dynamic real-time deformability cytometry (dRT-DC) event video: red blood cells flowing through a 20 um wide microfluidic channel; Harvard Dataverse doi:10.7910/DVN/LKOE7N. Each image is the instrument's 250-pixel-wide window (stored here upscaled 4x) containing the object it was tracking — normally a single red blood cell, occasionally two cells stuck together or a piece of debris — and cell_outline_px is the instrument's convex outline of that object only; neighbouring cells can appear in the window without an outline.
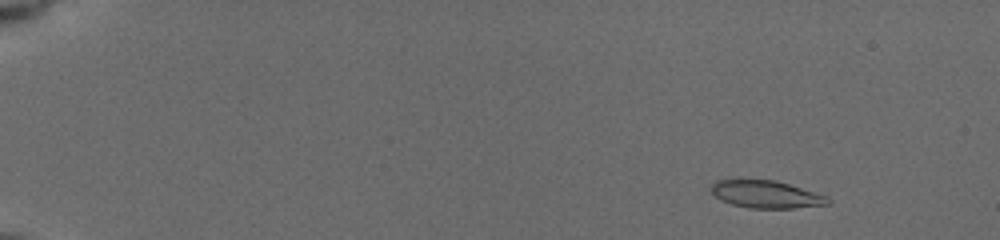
{"species": "common noctule bat (a hibernating species)", "species_latin": "Nyctalus noctula", "temperature_condition": "cold", "stored_images_in_passage": 16, "camera_frame_rate_fps": 3000, "um_per_image_px": 0.085, "animal": {"sex": "female", "body_mass_g": 19.5, "forearm_length_mm": 54.1}, "frame": {"image": 1, "passage_image": 3, "time_ms": 1.333, "image_size_px": [1000, 240], "cell_outline_px": [[832, 200], [828, 204], [792, 208], [752, 208], [732, 204], [720, 200], [712, 192], [712, 184], [716, 180], [772, 180], [788, 184], [828, 196]], "centroid_in_image_um": [65.14, 16.52], "position_along_channel_um": 19.9, "area_um2": 18.38}}
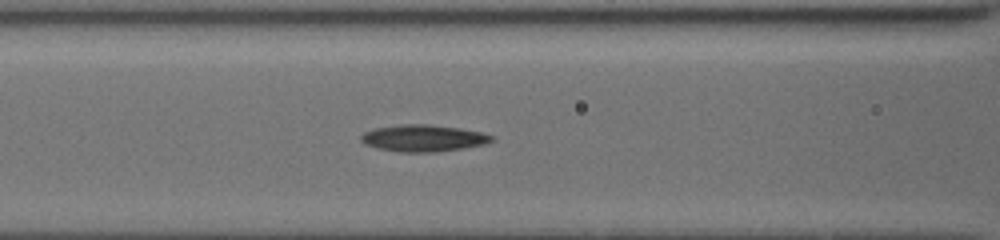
{"frame": {"image": 2, "passage_image": 13, "time_ms": 7.667, "image_size_px": [1000, 240], "cell_outline_px": [[496, 140], [484, 144], [436, 152], [400, 152], [376, 148], [364, 144], [360, 140], [360, 136], [364, 132], [376, 128], [400, 124], [428, 124], [460, 128], [480, 132], [496, 136]], "centroid_in_image_um": [35.98, 11.74], "position_along_channel_um": 130.6, "area_um2": 20.46}}
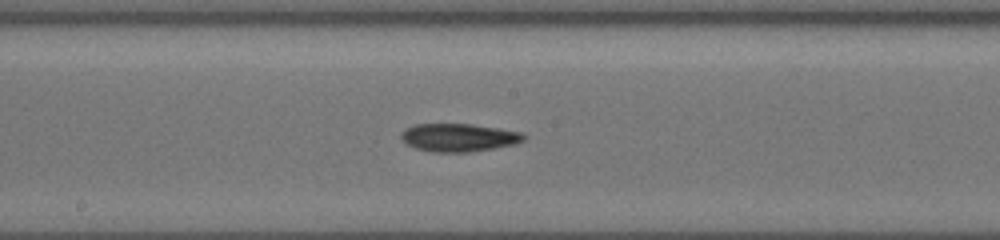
{"frame": {"image": 3, "passage_image": 16, "time_ms": 9.667, "image_size_px": [1000, 240], "cell_outline_px": [[524, 140], [516, 144], [468, 152], [432, 152], [416, 148], [408, 144], [400, 136], [400, 132], [404, 128], [412, 124], [472, 124], [520, 132], [524, 136]], "centroid_in_image_um": [38.94, 11.68], "position_along_channel_um": 209.3, "area_um2": 19.88}}